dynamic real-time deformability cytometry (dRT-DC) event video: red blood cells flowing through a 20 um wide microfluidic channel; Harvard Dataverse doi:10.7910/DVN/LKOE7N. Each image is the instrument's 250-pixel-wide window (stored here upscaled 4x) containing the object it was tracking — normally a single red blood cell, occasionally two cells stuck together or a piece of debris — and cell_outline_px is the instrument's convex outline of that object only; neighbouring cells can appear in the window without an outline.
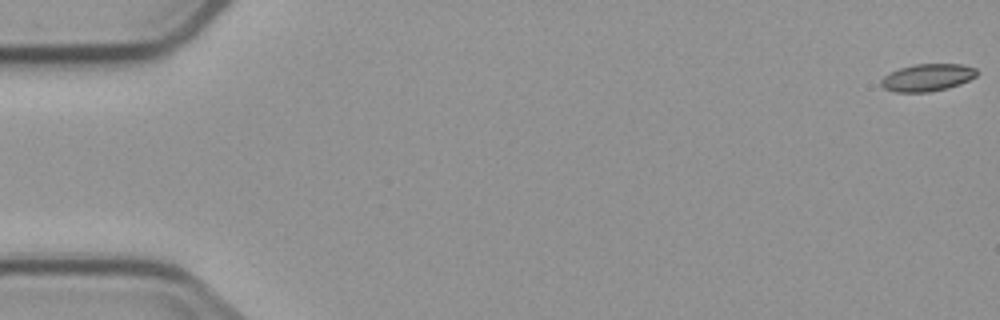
{"species": "common noctule bat (a hibernating species)", "species_latin": "Nyctalus noctula", "temperature_condition": "cold", "stored_images_in_passage": 4, "camera_frame_rate_fps": 3000, "um_per_image_px": 0.085, "animal": {"sex": "male", "body_mass_g": 23.1, "forearm_length_mm": 52.7}, "frame": {"image": 1, "passage_image": 1, "time_ms": 0.0, "image_size_px": [1000, 320], "cell_outline_px": [[980, 72], [976, 76], [960, 84], [948, 88], [928, 92], [896, 92], [884, 88], [880, 84], [880, 80], [888, 72], [912, 64], [960, 64], [976, 68]], "centroid_in_image_um": [78.82, 6.58], "position_along_channel_um": 6.2, "area_um2": 15.37}}